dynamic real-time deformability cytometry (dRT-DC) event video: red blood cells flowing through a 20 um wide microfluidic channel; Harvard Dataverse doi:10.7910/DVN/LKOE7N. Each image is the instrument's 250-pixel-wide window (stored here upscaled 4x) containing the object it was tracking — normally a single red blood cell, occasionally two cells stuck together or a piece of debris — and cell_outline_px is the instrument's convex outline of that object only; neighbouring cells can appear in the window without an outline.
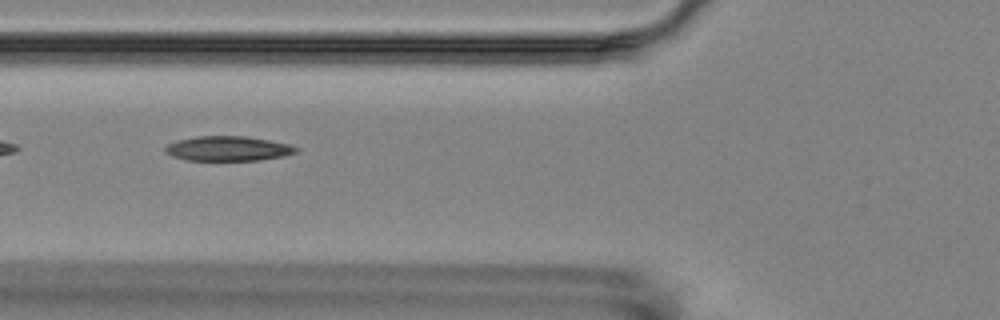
{"species": "Egyptian fruit bat (a non-hibernating species)", "species_latin": "Rousettus aegyptiacus", "temperature_condition": "room temperature", "stored_images_in_passage": 4, "camera_frame_rate_fps": 3000, "um_per_image_px": 0.085, "animal": {"sex": "female"}, "frame": {"image": 1, "passage_image": 2, "time_ms": 1.333, "image_size_px": [1000, 320], "cell_outline_px": [[300, 148], [296, 152], [284, 156], [260, 160], [188, 160], [172, 156], [164, 152], [164, 148], [168, 144], [176, 140], [196, 136], [248, 136], [288, 144]], "centroid_in_image_um": [19.36, 12.62], "position_along_channel_um": 106.4, "area_um2": 18.9}}
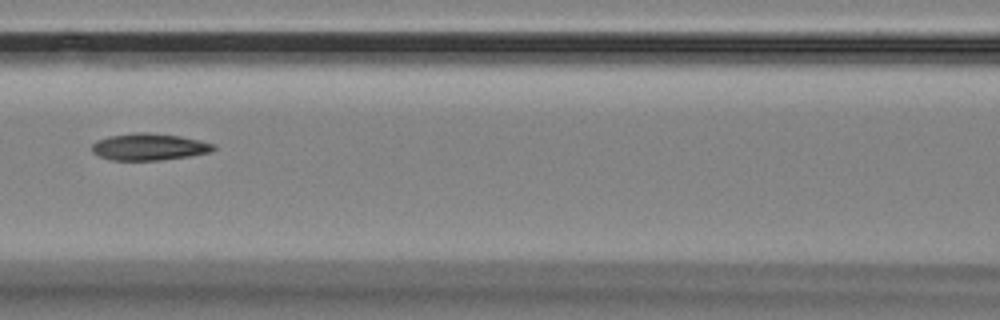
{"frame": {"image": 2, "passage_image": 3, "time_ms": 2.667, "image_size_px": [1000, 320], "cell_outline_px": [[216, 148], [212, 152], [192, 156], [160, 160], [112, 160], [100, 156], [92, 152], [92, 144], [96, 140], [108, 136], [136, 132], [148, 132], [180, 136], [200, 140], [216, 144]], "centroid_in_image_um": [12.71, 12.48], "position_along_channel_um": 153.9, "area_um2": 19.25}}
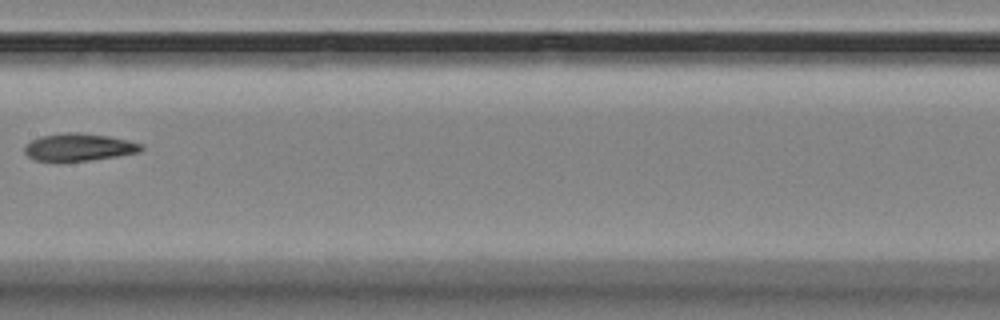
{"frame": {"image": 3, "passage_image": 4, "time_ms": 4.0, "image_size_px": [1000, 320], "cell_outline_px": [[144, 148], [140, 152], [116, 156], [88, 160], [56, 164], [36, 160], [28, 156], [24, 152], [24, 148], [32, 140], [40, 136], [64, 132], [80, 132], [108, 136], [128, 140], [144, 144]], "centroid_in_image_um": [6.68, 12.53], "position_along_channel_um": 200.7, "area_um2": 19.19}}